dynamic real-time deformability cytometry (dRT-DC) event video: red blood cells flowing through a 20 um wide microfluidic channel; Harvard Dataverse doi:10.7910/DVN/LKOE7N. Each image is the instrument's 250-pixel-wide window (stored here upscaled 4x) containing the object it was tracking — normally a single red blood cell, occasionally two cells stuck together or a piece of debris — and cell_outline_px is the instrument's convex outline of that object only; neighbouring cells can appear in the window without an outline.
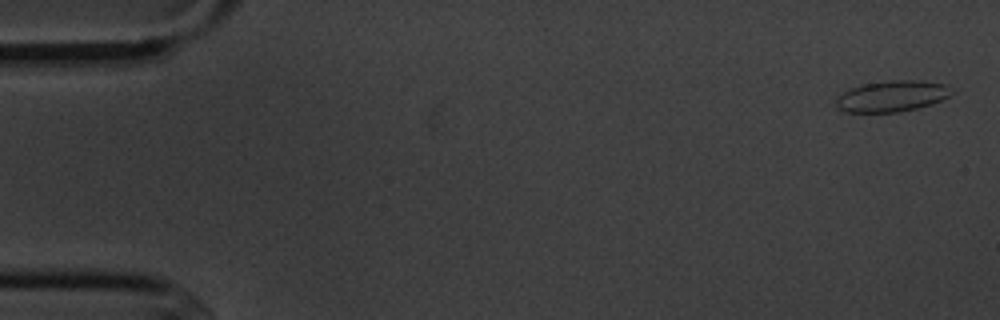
{"species": "common noctule bat (a hibernating species)", "species_latin": "Nyctalus noctula", "temperature_condition": "cold", "stored_images_in_passage": 8, "camera_frame_rate_fps": 3000, "um_per_image_px": 0.085, "animal": {"sex": "male", "body_mass_g": 20.1, "forearm_length_mm": 53.5}, "frame": {"image": 1, "passage_image": 1, "time_ms": 0.0, "image_size_px": [1000, 320], "cell_outline_px": [[956, 92], [932, 104], [916, 108], [896, 112], [848, 112], [836, 108], [836, 96], [852, 88], [864, 84], [888, 80], [920, 80], [948, 84]], "centroid_in_image_um": [75.85, 8.16], "position_along_channel_um": 9.1, "area_um2": 21.04}}
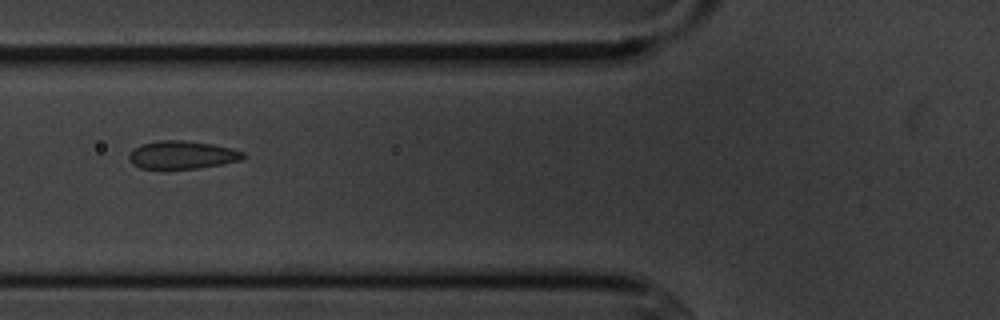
{"frame": {"image": 2, "passage_image": 6, "time_ms": 6.333, "image_size_px": [1000, 320], "cell_outline_px": [[248, 156], [244, 160], [224, 164], [200, 168], [140, 168], [132, 164], [128, 160], [128, 156], [132, 148], [140, 144], [156, 140], [184, 140], [212, 144], [232, 148], [244, 152]], "centroid_in_image_um": [15.5, 13.16], "position_along_channel_um": 110.3, "area_um2": 19.02}}
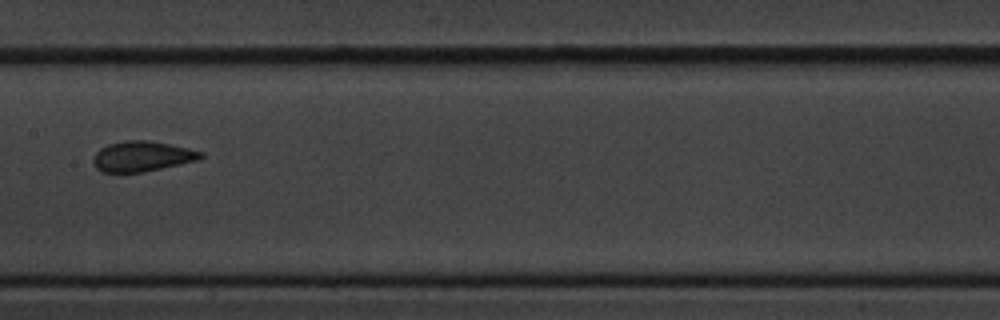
{"frame": {"image": 3, "passage_image": 8, "time_ms": 8.667, "image_size_px": [1000, 320], "cell_outline_px": [[204, 156], [200, 160], [144, 172], [100, 172], [92, 164], [92, 156], [100, 148], [108, 144], [124, 140], [148, 140], [188, 148], [204, 152]], "centroid_in_image_um": [12.06, 13.29], "position_along_channel_um": 195.3, "area_um2": 19.25}}